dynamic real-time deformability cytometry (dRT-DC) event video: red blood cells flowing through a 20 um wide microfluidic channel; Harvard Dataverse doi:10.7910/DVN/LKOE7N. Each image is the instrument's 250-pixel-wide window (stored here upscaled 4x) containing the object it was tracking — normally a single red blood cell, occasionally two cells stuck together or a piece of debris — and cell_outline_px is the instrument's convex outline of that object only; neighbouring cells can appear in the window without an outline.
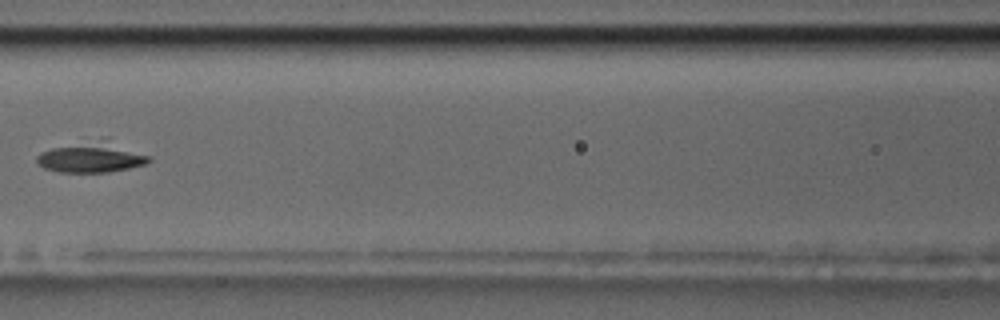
{"species": "common noctule bat (a hibernating species)", "species_latin": "Nyctalus noctula", "temperature_condition": "room temperature", "stored_images_in_passage": 8, "segment_of_instrument_passage": [2, 2], "camera_frame_rate_fps": 3000, "um_per_image_px": 0.085, "animal": {"sex": "male", "body_mass_g": 17.5, "forearm_length_mm": 52.3}, "frame": {"image": 1, "passage_image": 7, "time_ms": 7.0, "image_size_px": [1000, 320], "cell_outline_px": [[152, 160], [148, 164], [108, 172], [60, 172], [44, 168], [36, 164], [36, 156], [40, 152], [52, 148], [100, 148], [152, 156]], "centroid_in_image_um": [7.59, 13.6], "position_along_channel_um": 159.0, "area_um2": 16.24}}
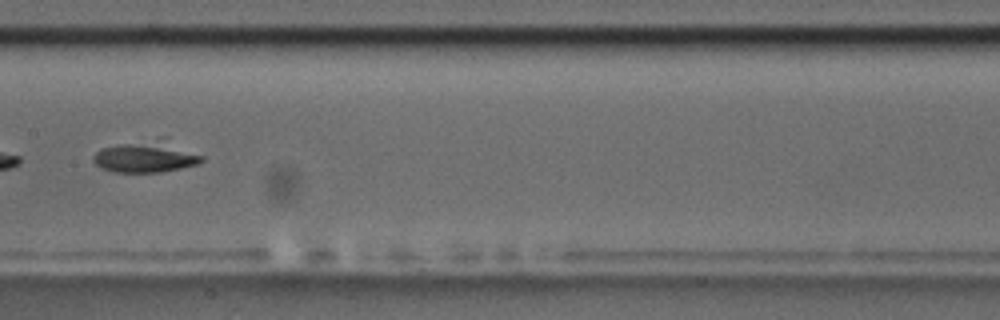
{"frame": {"image": 2, "passage_image": 8, "time_ms": 8.0, "image_size_px": [1000, 320], "cell_outline_px": [[204, 160], [200, 164], [160, 172], [116, 172], [104, 168], [96, 164], [92, 160], [92, 156], [100, 148], [160, 136], [204, 156]], "centroid_in_image_um": [12.45, 13.29], "position_along_channel_um": 195.0, "area_um2": 20.17}}